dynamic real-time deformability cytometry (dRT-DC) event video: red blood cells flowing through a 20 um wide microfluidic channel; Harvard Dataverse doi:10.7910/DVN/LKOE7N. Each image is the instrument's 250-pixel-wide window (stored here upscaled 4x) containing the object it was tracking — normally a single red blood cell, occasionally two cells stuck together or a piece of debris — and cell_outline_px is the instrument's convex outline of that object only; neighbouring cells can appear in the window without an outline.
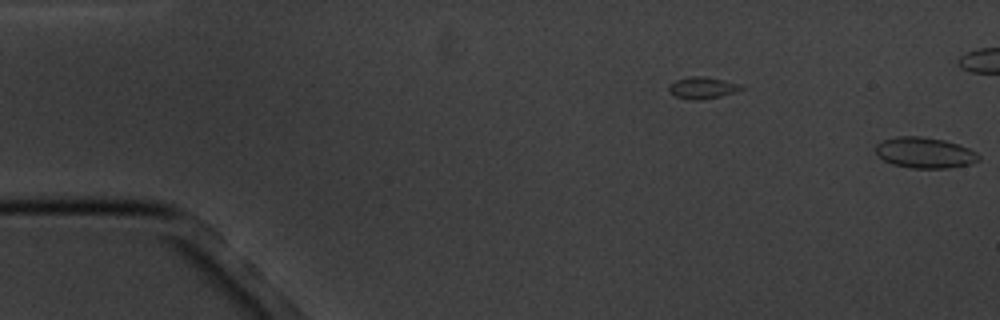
{"species": "common noctule bat (a hibernating species)", "species_latin": "Nyctalus noctula", "temperature_condition": "cold", "stored_images_in_passage": 3, "camera_frame_rate_fps": 3000, "um_per_image_px": 0.085, "animal": {"sex": "male", "body_mass_g": 20.1, "forearm_length_mm": 53.5}, "frame": {"image": 1, "passage_image": 3, "time_ms": 2.333, "image_size_px": [1000, 320], "cell_outline_px": [[980, 160], [972, 164], [948, 168], [912, 168], [892, 164], [884, 160], [876, 152], [876, 144], [884, 140], [896, 136], [920, 136], [944, 140], [968, 148], [976, 152], [980, 156]], "centroid_in_image_um": [78.62, 12.99], "position_along_channel_um": 6.4, "area_um2": 18.44}}